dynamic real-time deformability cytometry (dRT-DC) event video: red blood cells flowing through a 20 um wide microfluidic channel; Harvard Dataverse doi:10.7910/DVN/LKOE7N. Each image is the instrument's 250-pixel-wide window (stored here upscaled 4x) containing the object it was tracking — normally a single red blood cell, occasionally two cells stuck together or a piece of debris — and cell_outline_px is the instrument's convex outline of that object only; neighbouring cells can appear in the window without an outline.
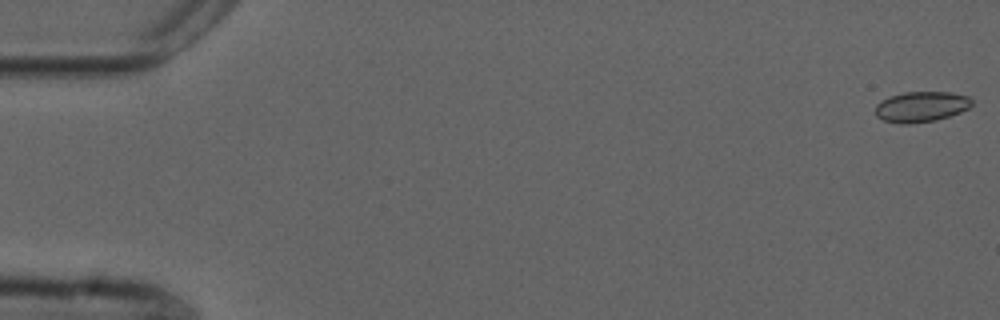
{"species": "common noctule bat (a hibernating species)", "species_latin": "Nyctalus noctula", "temperature_condition": "cold", "stored_images_in_passage": 55, "camera_frame_rate_fps": 3000, "um_per_image_px": 0.085, "animal": {"sex": "male", "forearm_length_mm": 52.5}, "frame": {"image": 1, "passage_image": 1, "time_ms": 0.0, "image_size_px": [1000, 320], "cell_outline_px": [[972, 104], [968, 108], [960, 112], [936, 120], [908, 124], [900, 124], [884, 120], [876, 116], [876, 104], [880, 100], [888, 96], [904, 92], [952, 92], [968, 96], [972, 100]], "centroid_in_image_um": [78.28, 9.06], "position_along_channel_um": 6.7, "area_um2": 17.22}}
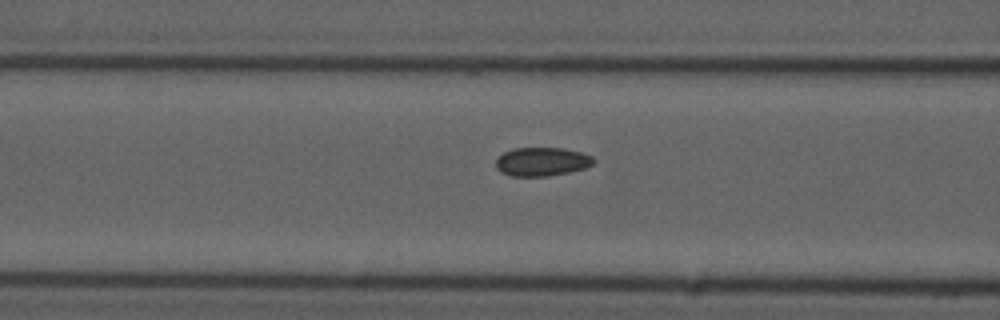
{"frame": {"image": 2, "passage_image": 22, "time_ms": 7.0, "image_size_px": [1000, 320], "cell_outline_px": [[596, 160], [592, 164], [584, 168], [568, 172], [548, 176], [512, 176], [500, 172], [496, 168], [496, 160], [504, 152], [512, 148], [564, 148], [580, 152], [592, 156]], "centroid_in_image_um": [46.05, 13.74], "position_along_channel_um": 120.6, "area_um2": 16.3}}
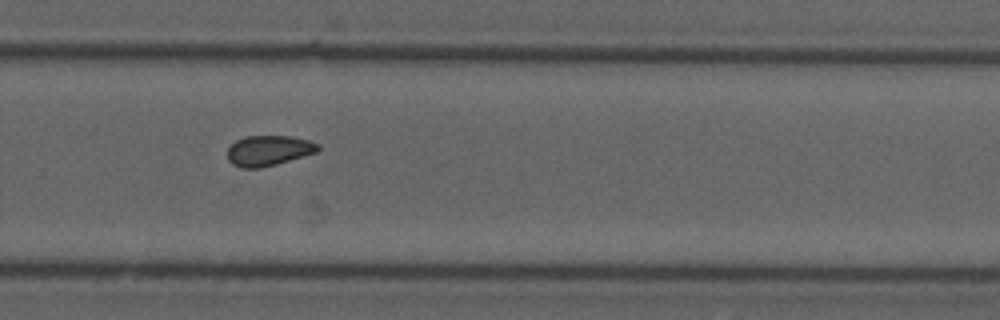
{"frame": {"image": 3, "passage_image": 37, "time_ms": 12.0, "image_size_px": [1000, 320], "cell_outline_px": [[320, 148], [316, 152], [276, 164], [260, 168], [244, 168], [232, 164], [228, 160], [228, 148], [236, 140], [244, 136], [288, 136], [308, 140], [320, 144]], "centroid_in_image_um": [22.82, 12.79], "position_along_channel_um": 307.0, "area_um2": 15.9}, "authors_computed_cell_mechanics": {"area_um2": 16.473, "velocity_mm_per_s": 3.739, "shape_relaxation_time_tau1_ms": null, "shape_relaxation_time_tau2_ms": 3.1168, "deformation_change_tau1": null, "deformation_change_tau2": 0.0549}}